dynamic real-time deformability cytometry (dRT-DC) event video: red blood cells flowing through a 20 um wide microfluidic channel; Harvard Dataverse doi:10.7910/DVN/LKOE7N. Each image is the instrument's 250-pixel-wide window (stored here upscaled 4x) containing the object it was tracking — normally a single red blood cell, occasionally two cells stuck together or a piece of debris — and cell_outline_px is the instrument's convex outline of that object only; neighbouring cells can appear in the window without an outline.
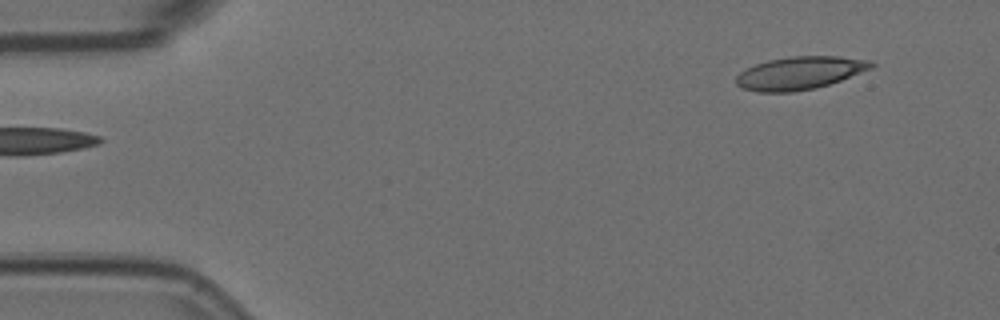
{"species": "Egyptian fruit bat (a non-hibernating species)", "species_latin": "Rousettus aegyptiacus", "temperature_condition": "room temperature", "stored_images_in_passage": 6, "segment_of_instrument_passage": [2, 2], "camera_frame_rate_fps": 3000, "um_per_image_px": 0.085, "animal": {"sex": "female"}, "frame": {"image": 1, "passage_image": 6, "time_ms": 1.667, "image_size_px": [1000, 320], "cell_outline_px": [[876, 64], [872, 68], [840, 80], [816, 88], [792, 92], [756, 92], [744, 88], [736, 84], [736, 76], [740, 72], [756, 64], [768, 60], [792, 56], [840, 56], [872, 60]], "centroid_in_image_um": [68.0, 6.2], "position_along_channel_um": 17.0, "area_um2": 25.84}}